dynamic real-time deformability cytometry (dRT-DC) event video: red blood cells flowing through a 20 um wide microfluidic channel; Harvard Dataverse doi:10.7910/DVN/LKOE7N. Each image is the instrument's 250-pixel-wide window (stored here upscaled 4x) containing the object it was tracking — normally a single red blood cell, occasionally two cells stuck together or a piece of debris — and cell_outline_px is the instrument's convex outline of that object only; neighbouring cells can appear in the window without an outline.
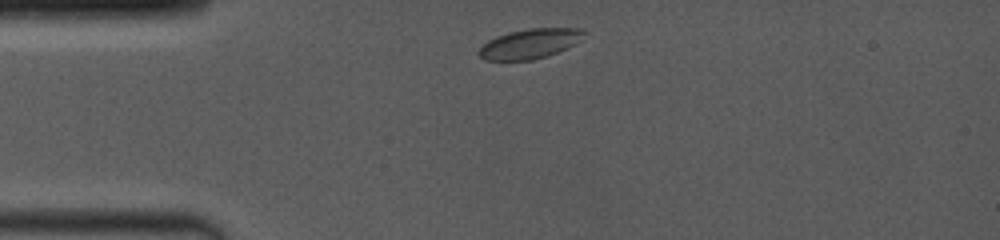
{"species": "common noctule bat (a hibernating species)", "species_latin": "Nyctalus noctula", "temperature_condition": "room temperature", "stored_images_in_passage": 41, "camera_frame_rate_fps": 4000, "um_per_image_px": 0.085, "animal": {"sex": "female", "body_mass_g": 19.0, "forearm_length_mm": 53.3}, "frame": {"image": 1, "passage_image": 1, "time_ms": 0.0, "image_size_px": [1000, 240], "cell_outline_px": [[588, 32], [580, 40], [548, 56], [532, 60], [484, 60], [476, 52], [488, 40], [496, 36], [508, 32], [528, 28], [584, 28]], "centroid_in_image_um": [45.03, 3.7], "position_along_channel_um": 40.0, "area_um2": 18.26}}
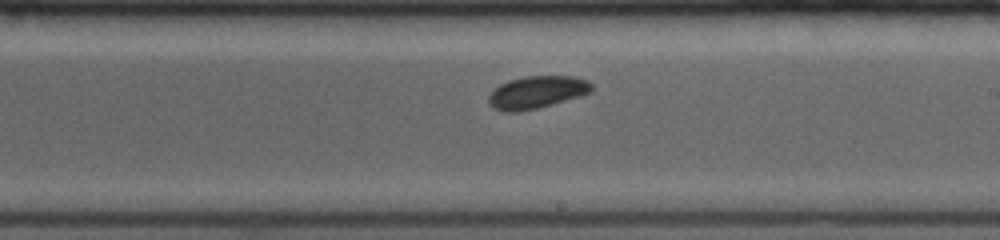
{"frame": {"image": 2, "passage_image": 17, "time_ms": 5.75, "image_size_px": [1000, 240], "cell_outline_px": [[592, 92], [580, 96], [552, 104], [520, 112], [504, 112], [492, 108], [488, 104], [488, 96], [500, 84], [508, 80], [524, 76], [572, 76], [588, 80], [592, 84]], "centroid_in_image_um": [45.61, 7.84], "position_along_channel_um": 243.4, "area_um2": 19.59}}
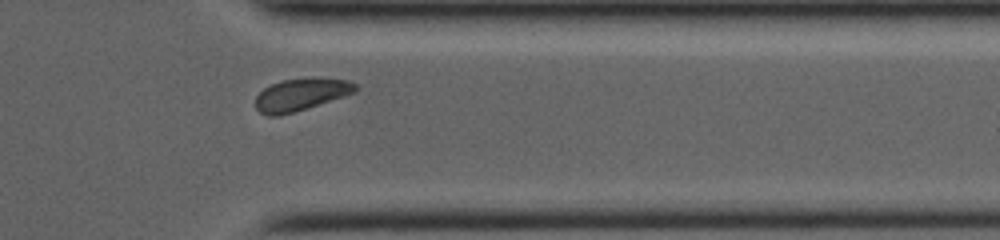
{"frame": {"image": 3, "passage_image": 35, "time_ms": 9.25, "image_size_px": [1000, 240], "cell_outline_px": [[356, 92], [344, 96], [280, 116], [268, 116], [260, 112], [256, 108], [256, 96], [264, 88], [272, 84], [284, 80], [348, 80], [356, 84]], "centroid_in_image_um": [25.52, 8.08], "position_along_channel_um": 385.9, "area_um2": 17.86}, "authors_computed_cell_mechanics": {"area_um2": 19.074, "velocity_mm_per_s": 4.0283, "shape_relaxation_time_tau1_ms": 1.9871, "shape_relaxation_time_tau2_ms": null, "deformation_change_tau1": 0.0484, "deformation_change_tau2": null}}